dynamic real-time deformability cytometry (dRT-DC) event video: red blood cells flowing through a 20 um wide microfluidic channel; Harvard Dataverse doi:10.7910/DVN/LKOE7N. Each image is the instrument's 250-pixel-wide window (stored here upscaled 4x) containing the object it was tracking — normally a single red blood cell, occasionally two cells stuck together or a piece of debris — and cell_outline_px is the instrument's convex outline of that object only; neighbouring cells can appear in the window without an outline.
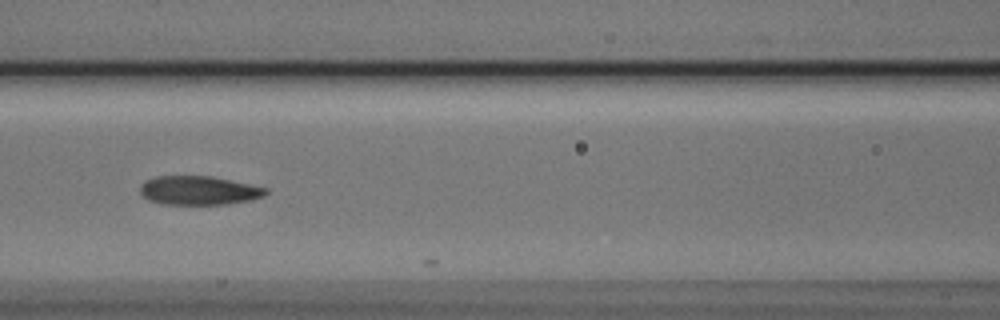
{"species": "Egyptian fruit bat (a non-hibernating species)", "species_latin": "Rousettus aegyptiacus", "temperature_condition": "cold", "stored_images_in_passage": 7, "camera_frame_rate_fps": 3000, "um_per_image_px": 0.085, "animal": {"sex": "male"}, "frame": {"image": 1, "passage_image": 5, "time_ms": 1.333, "image_size_px": [1000, 320], "cell_outline_px": [[268, 192], [264, 196], [252, 200], [228, 204], [160, 204], [148, 200], [140, 192], [140, 184], [144, 180], [156, 176], [212, 176], [268, 188]], "centroid_in_image_um": [16.89, 16.19], "position_along_channel_um": 149.7, "area_um2": 21.33}}
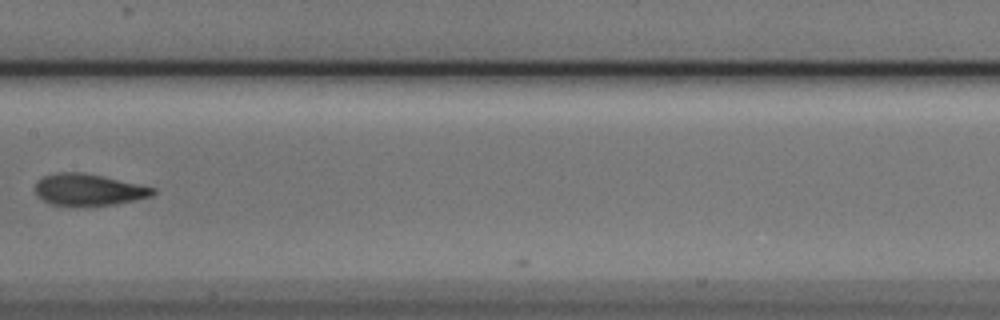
{"frame": {"image": 2, "passage_image": 6, "time_ms": 1.667, "image_size_px": [1000, 320], "cell_outline_px": [[156, 192], [152, 196], [116, 204], [88, 208], [72, 208], [48, 204], [36, 192], [36, 184], [44, 176], [56, 172], [80, 172], [100, 176], [156, 188]], "centroid_in_image_um": [7.51, 16.18], "position_along_channel_um": 199.9, "area_um2": 22.14}}
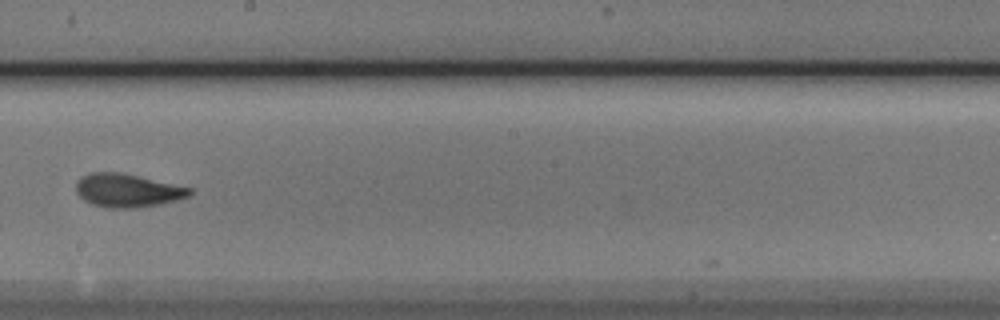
{"frame": {"image": 3, "passage_image": 7, "time_ms": 2.0, "image_size_px": [1000, 320], "cell_outline_px": [[192, 196], [160, 204], [136, 208], [108, 208], [92, 204], [84, 200], [76, 192], [76, 180], [80, 176], [88, 172], [120, 172], [192, 188]], "centroid_in_image_um": [10.81, 16.18], "position_along_channel_um": 237.4, "area_um2": 22.25}}